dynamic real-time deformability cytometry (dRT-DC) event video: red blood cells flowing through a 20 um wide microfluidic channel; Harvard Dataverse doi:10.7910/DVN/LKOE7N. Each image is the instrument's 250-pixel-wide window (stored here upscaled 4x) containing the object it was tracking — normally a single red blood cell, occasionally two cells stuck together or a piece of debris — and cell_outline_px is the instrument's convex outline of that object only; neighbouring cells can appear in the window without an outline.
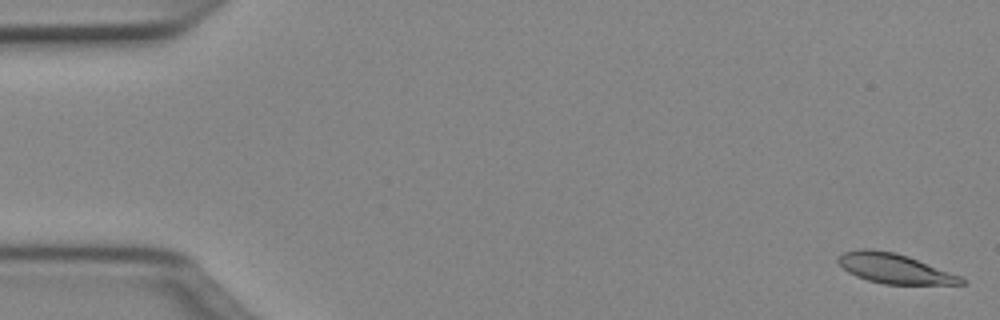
{"species": "Egyptian fruit bat (a non-hibernating species)", "species_latin": "Rousettus aegyptiacus", "temperature_condition": "cold", "stored_images_in_passage": 50, "camera_frame_rate_fps": 3000, "um_per_image_px": 0.085, "animal": {"sex": "female"}, "frame": {"image": 1, "passage_image": 1, "time_ms": 0.0, "image_size_px": [1000, 320], "cell_outline_px": [[964, 284], [884, 284], [868, 280], [856, 276], [848, 272], [836, 260], [844, 252], [860, 248], [872, 248], [896, 252], [908, 256], [960, 276], [964, 280]], "centroid_in_image_um": [75.99, 22.8], "position_along_channel_um": 9.0, "area_um2": 21.21}}
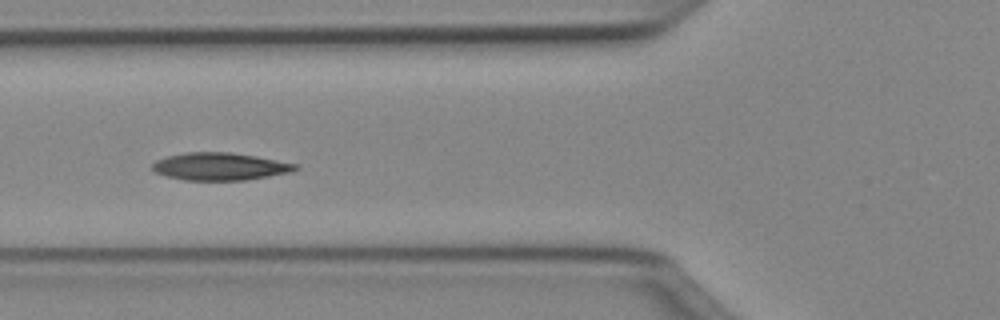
{"frame": {"image": 2, "passage_image": 19, "time_ms": 6.0, "image_size_px": [1000, 320], "cell_outline_px": [[300, 168], [292, 172], [248, 180], [184, 180], [168, 176], [156, 172], [152, 168], [152, 164], [156, 160], [168, 156], [184, 152], [232, 152], [256, 156], [300, 164]], "centroid_in_image_um": [18.76, 14.14], "position_along_channel_um": 107.0, "area_um2": 23.12}}
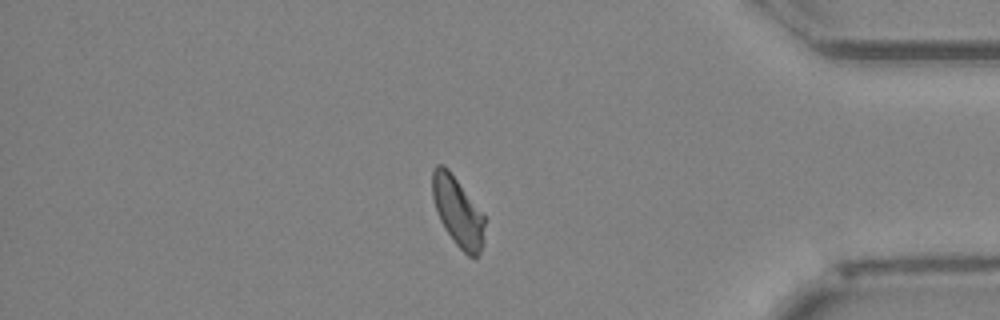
{"frame": {"image": 3, "passage_image": 43, "time_ms": 14.0, "image_size_px": [1000, 320], "cell_outline_px": [[484, 244], [480, 252], [476, 256], [468, 256], [456, 244], [444, 228], [440, 220], [432, 196], [432, 172], [436, 164], [444, 164], [448, 168], [484, 216]], "centroid_in_image_um": [38.9, 17.98], "position_along_channel_um": 396.3, "area_um2": 20.87}, "authors_computed_cell_mechanics": {"area_um2": 21.8773, "velocity_mm_per_s": 4.0003, "shape_relaxation_time_tau1_ms": 7.3503, "shape_relaxation_time_tau2_ms": 4.3952, "deformation_change_tau1": 0.1646, "deformation_change_tau2": 0.0877}}